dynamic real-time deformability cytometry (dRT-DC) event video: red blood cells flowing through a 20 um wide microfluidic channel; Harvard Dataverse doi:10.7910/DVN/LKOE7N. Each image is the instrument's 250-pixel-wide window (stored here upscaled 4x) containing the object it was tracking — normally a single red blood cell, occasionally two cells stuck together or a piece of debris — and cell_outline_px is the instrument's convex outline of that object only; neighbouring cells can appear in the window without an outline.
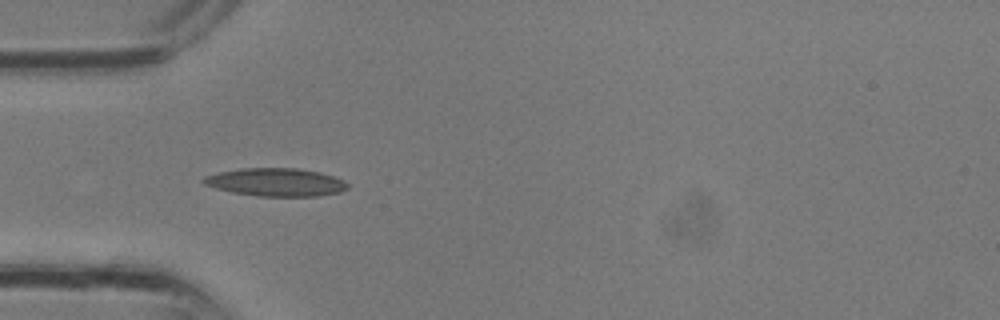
{"species": "common noctule bat (a hibernating species)", "species_latin": "Nyctalus noctula", "temperature_condition": "room temperature", "stored_images_in_passage": 22, "camera_frame_rate_fps": 3000, "um_per_image_px": 0.085, "animal": {"sex": "male", "body_mass_g": 13.3}, "frame": {"image": 1, "passage_image": 2, "time_ms": 0.333, "image_size_px": [1000, 320], "cell_outline_px": [[348, 188], [340, 192], [320, 196], [256, 196], [232, 192], [216, 188], [204, 184], [200, 180], [204, 176], [220, 172], [240, 168], [296, 168], [320, 172], [344, 180], [348, 184]], "centroid_in_image_um": [23.45, 15.49], "position_along_channel_um": 61.6, "area_um2": 23.58}}
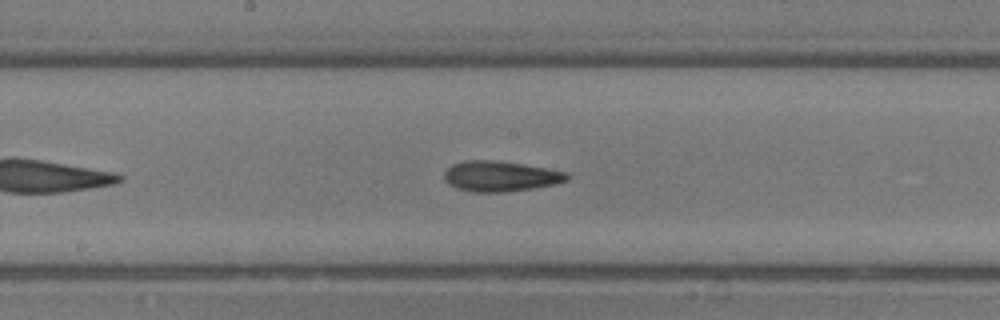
{"frame": {"image": 2, "passage_image": 9, "time_ms": 2.667, "image_size_px": [1000, 320], "cell_outline_px": [[568, 180], [556, 184], [532, 188], [504, 192], [472, 192], [456, 188], [448, 184], [444, 180], [444, 172], [452, 164], [464, 160], [492, 160], [524, 164], [568, 172]], "centroid_in_image_um": [42.51, 14.98], "position_along_channel_um": 205.7, "area_um2": 21.85}}
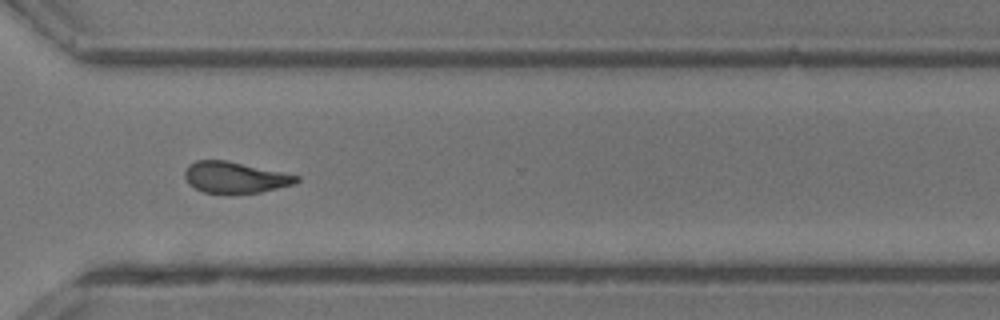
{"frame": {"image": 3, "passage_image": 16, "time_ms": 5.0, "image_size_px": [1000, 320], "cell_outline_px": [[300, 180], [296, 184], [260, 192], [204, 192], [188, 184], [184, 176], [184, 172], [188, 164], [196, 160], [224, 160], [300, 176]], "centroid_in_image_um": [19.96, 15.07], "position_along_channel_um": 350.6, "area_um2": 19.94}}